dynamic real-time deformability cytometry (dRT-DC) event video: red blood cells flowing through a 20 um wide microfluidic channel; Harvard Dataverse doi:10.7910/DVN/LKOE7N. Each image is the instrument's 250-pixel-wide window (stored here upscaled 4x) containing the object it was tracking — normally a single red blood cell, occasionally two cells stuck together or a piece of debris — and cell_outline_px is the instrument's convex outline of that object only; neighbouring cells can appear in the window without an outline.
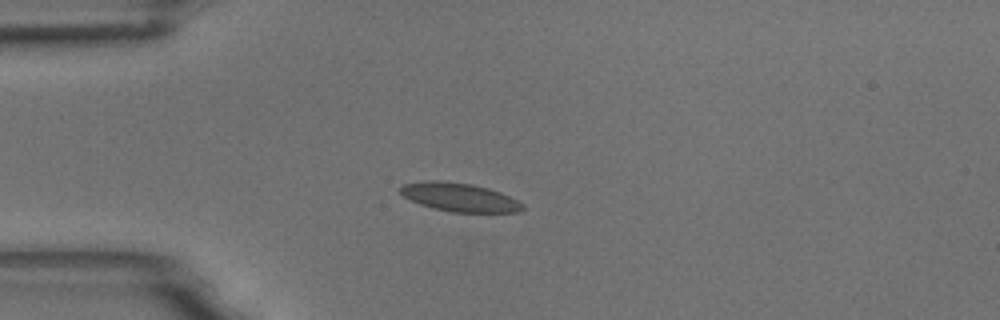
{"species": "common noctule bat (a hibernating species)", "species_latin": "Nyctalus noctula", "temperature_condition": "room temperature", "stored_images_in_passage": 9, "camera_frame_rate_fps": 3000, "um_per_image_px": 0.085, "animal": {"sex": "male", "body_mass_g": 18.8}, "frame": {"image": 1, "passage_image": 4, "time_ms": 1.0, "image_size_px": [1000, 320], "cell_outline_px": [[524, 208], [520, 212], [452, 212], [420, 204], [404, 196], [400, 192], [400, 188], [404, 184], [428, 180], [440, 180], [472, 184], [488, 188], [500, 192], [524, 204]], "centroid_in_image_um": [39.08, 16.76], "position_along_channel_um": 45.9, "area_um2": 20.11}}
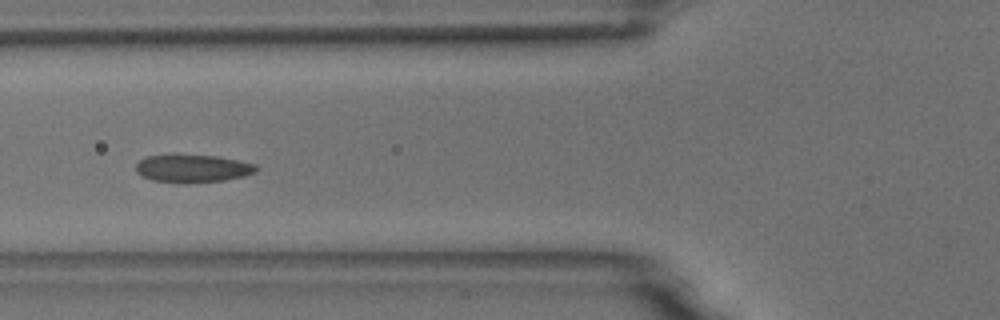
{"frame": {"image": 2, "passage_image": 6, "time_ms": 1.667, "image_size_px": [1000, 320], "cell_outline_px": [[260, 168], [256, 172], [244, 176], [224, 180], [188, 184], [184, 184], [152, 180], [136, 172], [136, 164], [140, 160], [148, 156], [216, 156], [256, 164]], "centroid_in_image_um": [16.42, 14.35], "position_along_channel_um": 109.4, "area_um2": 19.31}}
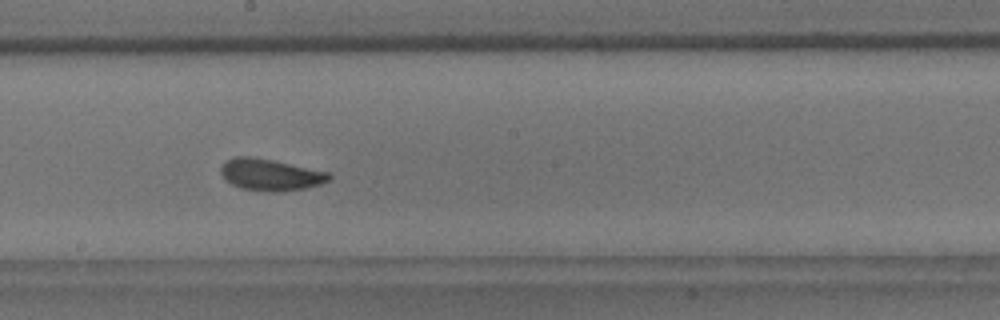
{"frame": {"image": 3, "passage_image": 9, "time_ms": 2.667, "image_size_px": [1000, 320], "cell_outline_px": [[332, 176], [328, 180], [320, 184], [304, 188], [284, 192], [272, 192], [240, 188], [224, 180], [220, 172], [220, 168], [224, 160], [232, 156], [252, 156], [272, 160], [328, 172]], "centroid_in_image_um": [22.91, 14.84], "position_along_channel_um": 225.3, "area_um2": 20.11}}